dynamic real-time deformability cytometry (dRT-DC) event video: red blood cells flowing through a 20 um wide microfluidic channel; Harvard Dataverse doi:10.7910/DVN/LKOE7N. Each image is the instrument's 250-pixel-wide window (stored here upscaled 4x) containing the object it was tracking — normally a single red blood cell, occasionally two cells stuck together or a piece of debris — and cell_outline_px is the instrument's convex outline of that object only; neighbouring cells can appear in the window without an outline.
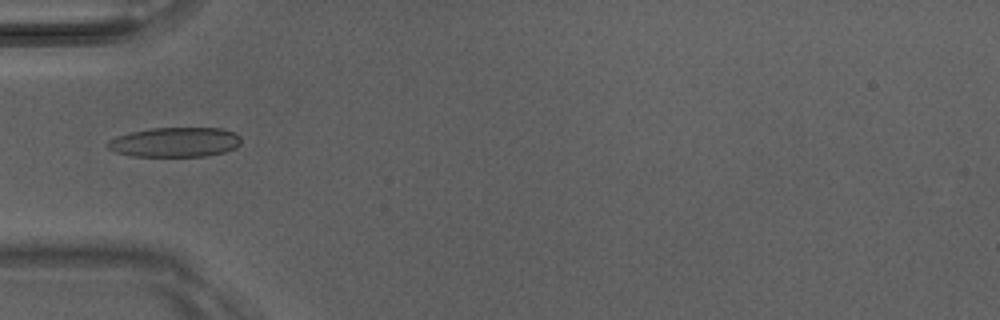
{"species": "Egyptian fruit bat (a non-hibernating species)", "species_latin": "Rousettus aegyptiacus", "temperature_condition": "room temperature", "stored_images_in_passage": 6, "camera_frame_rate_fps": 3000, "um_per_image_px": 0.085, "animal": {"sex": "male"}, "frame": {"image": 1, "passage_image": 4, "time_ms": 1.0, "image_size_px": [1000, 320], "cell_outline_px": [[240, 144], [236, 148], [224, 152], [204, 156], [132, 156], [116, 152], [108, 148], [104, 144], [108, 140], [116, 136], [132, 132], [152, 128], [220, 128], [236, 132], [240, 136]], "centroid_in_image_um": [14.87, 12.08], "position_along_channel_um": 70.1, "area_um2": 23.18}}